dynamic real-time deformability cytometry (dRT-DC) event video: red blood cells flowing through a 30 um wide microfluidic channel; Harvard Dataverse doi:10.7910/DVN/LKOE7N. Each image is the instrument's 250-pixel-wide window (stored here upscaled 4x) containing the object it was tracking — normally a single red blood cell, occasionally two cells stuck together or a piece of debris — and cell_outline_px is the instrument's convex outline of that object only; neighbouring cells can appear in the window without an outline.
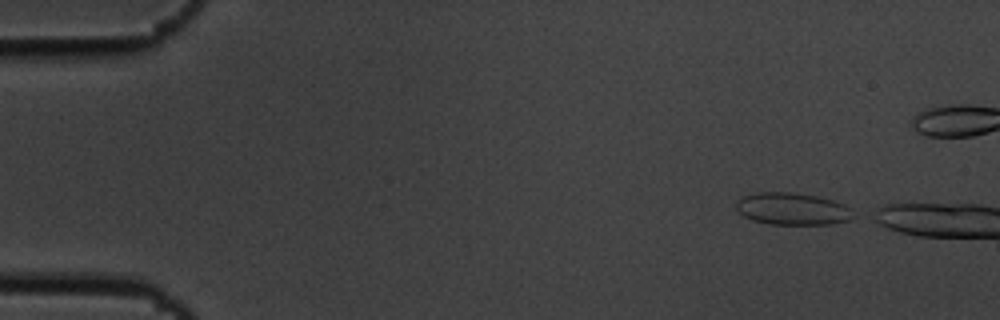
{"species": "common noctule bat (a hibernating species)", "species_latin": "Nyctalus noctula", "temperature_condition": "cold", "stored_images_in_passage": 5, "camera_frame_rate_fps": 3000, "um_per_image_px": 0.085, "animal": {"sex": "male", "body_mass_g": 19.5, "forearm_length_mm": 54.6}, "frame": {"image": 1, "passage_image": 1, "time_ms": 0.0, "image_size_px": [1000, 320], "cell_outline_px": [[856, 216], [852, 220], [832, 224], [768, 224], [752, 220], [744, 216], [736, 208], [736, 200], [744, 196], [756, 192], [788, 192], [816, 196], [832, 200], [844, 204]], "centroid_in_image_um": [67.36, 17.76], "position_along_channel_um": 17.6, "area_um2": 21.96}}